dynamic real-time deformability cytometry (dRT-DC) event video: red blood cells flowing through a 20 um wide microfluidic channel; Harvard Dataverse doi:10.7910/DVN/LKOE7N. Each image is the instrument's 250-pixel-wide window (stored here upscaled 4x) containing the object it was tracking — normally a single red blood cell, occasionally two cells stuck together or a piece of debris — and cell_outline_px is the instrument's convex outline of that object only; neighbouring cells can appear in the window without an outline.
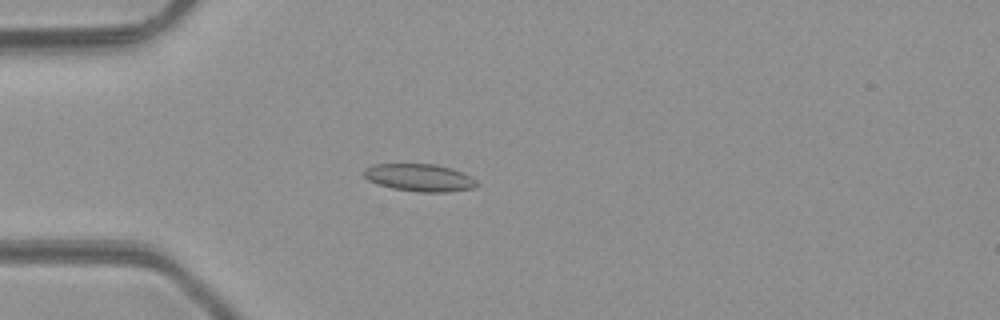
{"species": "common noctule bat (a hibernating species)", "species_latin": "Nyctalus noctula", "temperature_condition": "room temperature", "stored_images_in_passage": 49, "camera_frame_rate_fps": 3000, "um_per_image_px": 0.085, "animal": {"sex": "male", "body_mass_g": 23.1, "forearm_length_mm": 52.7}, "frame": {"image": 1, "passage_image": 14, "time_ms": 4.333, "image_size_px": [1000, 320], "cell_outline_px": [[480, 184], [476, 188], [448, 192], [420, 192], [392, 188], [376, 184], [368, 180], [364, 176], [364, 168], [372, 164], [436, 164], [452, 168], [472, 176]], "centroid_in_image_um": [35.69, 15.1], "position_along_channel_um": 49.3, "area_um2": 18.38}}
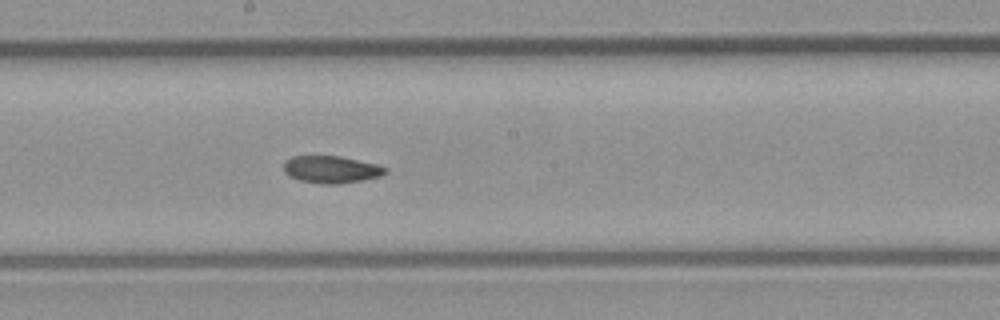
{"frame": {"image": 2, "passage_image": 27, "time_ms": 8.667, "image_size_px": [1000, 320], "cell_outline_px": [[388, 172], [380, 176], [340, 184], [320, 184], [300, 180], [288, 176], [284, 172], [284, 160], [292, 156], [340, 156], [376, 164], [388, 168]], "centroid_in_image_um": [28.13, 14.4], "position_along_channel_um": 220.1, "area_um2": 16.18}}
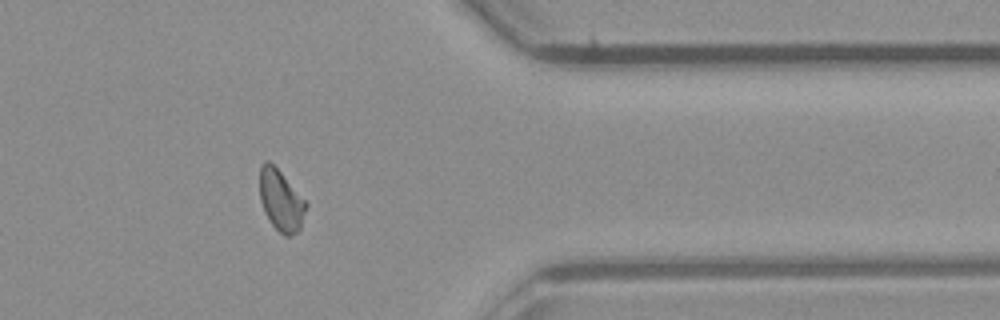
{"frame": {"image": 3, "passage_image": 40, "time_ms": 13.0, "image_size_px": [1000, 320], "cell_outline_px": [[308, 204], [300, 228], [292, 236], [284, 236], [268, 220], [264, 212], [260, 200], [260, 164], [268, 160], [280, 172]], "centroid_in_image_um": [23.87, 17.06], "position_along_channel_um": 387.5, "area_um2": 16.3}, "authors_computed_cell_mechanics": {"area_um2": 16.7042, "velocity_mm_per_s": 4.259, "shape_relaxation_time_tau1_ms": null, "shape_relaxation_time_tau2_ms": 3.7669, "deformation_change_tau1": null, "deformation_change_tau2": 0.0751}}